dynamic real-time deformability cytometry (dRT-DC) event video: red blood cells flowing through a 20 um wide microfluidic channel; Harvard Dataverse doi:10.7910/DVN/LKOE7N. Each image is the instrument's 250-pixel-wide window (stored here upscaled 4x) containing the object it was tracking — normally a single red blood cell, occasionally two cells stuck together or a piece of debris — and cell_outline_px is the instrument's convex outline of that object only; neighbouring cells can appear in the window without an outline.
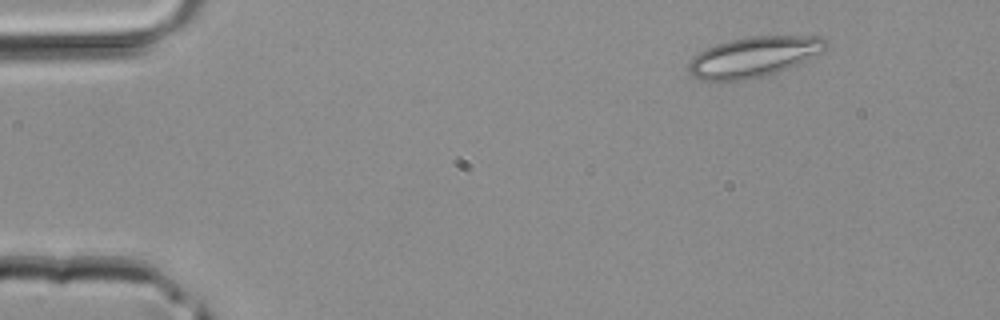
{"species": "common noctule bat (a hibernating species)", "species_latin": "Nyctalus noctula", "temperature_condition": "room temperature", "stored_images_in_passage": 38, "camera_frame_rate_fps": 3000, "um_per_image_px": 0.085, "animal": {"sex": "male", "body_mass_g": 20.4}, "frame": {"image": 1, "passage_image": 1, "time_ms": 0.0, "image_size_px": [1000, 320], "cell_outline_px": [[828, 48], [804, 64], [764, 76], [748, 80], [700, 80], [692, 76], [688, 68], [688, 64], [692, 56], [704, 48], [728, 40], [748, 36], [820, 36], [828, 44]], "centroid_in_image_um": [64.1, 4.83], "position_along_channel_um": 20.9, "area_um2": 32.89}}
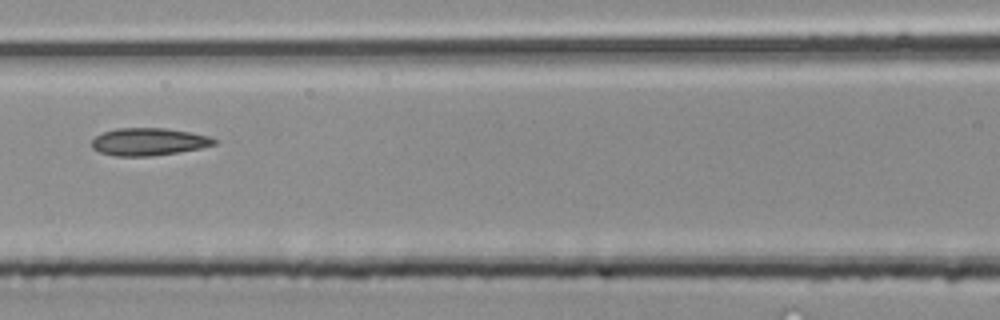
{"frame": {"image": 2, "passage_image": 15, "time_ms": 4.667, "image_size_px": [1000, 320], "cell_outline_px": [[220, 140], [216, 144], [200, 148], [152, 156], [116, 156], [100, 152], [92, 148], [92, 140], [96, 136], [104, 132], [116, 128], [164, 128], [192, 132], [212, 136]], "centroid_in_image_um": [12.69, 12.04], "position_along_channel_um": 153.9, "area_um2": 19.71}}
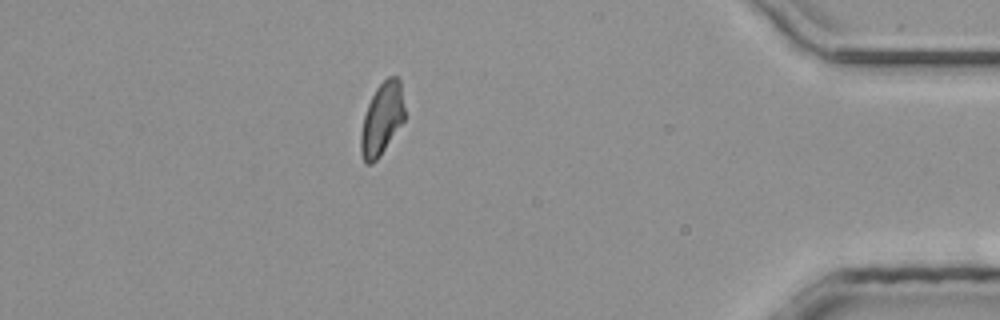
{"frame": {"image": 3, "passage_image": 33, "time_ms": 10.667, "image_size_px": [1000, 320], "cell_outline_px": [[404, 120], [380, 156], [372, 164], [364, 164], [360, 152], [360, 136], [364, 116], [368, 104], [376, 88], [388, 76], [396, 76], [400, 80], [404, 108]], "centroid_in_image_um": [32.44, 10.13], "position_along_channel_um": 402.8, "area_um2": 18.38}}